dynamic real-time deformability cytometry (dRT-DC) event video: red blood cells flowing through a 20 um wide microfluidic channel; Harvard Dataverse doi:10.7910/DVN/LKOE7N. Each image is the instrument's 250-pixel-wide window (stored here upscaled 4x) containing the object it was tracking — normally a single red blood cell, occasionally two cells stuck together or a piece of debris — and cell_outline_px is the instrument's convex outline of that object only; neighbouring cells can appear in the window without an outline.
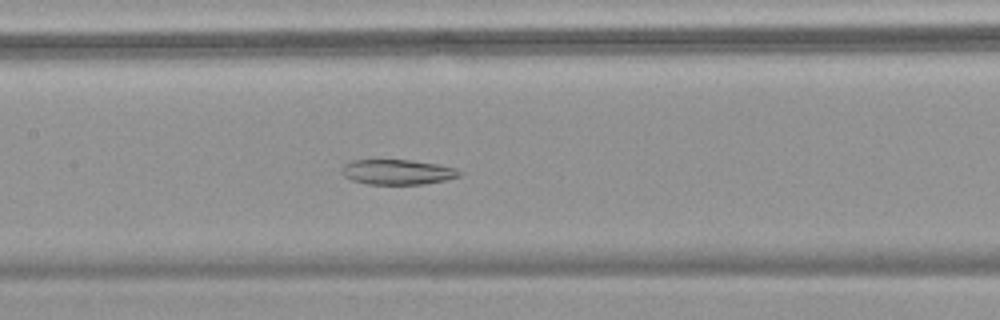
{"species": "common noctule bat (a hibernating species)", "species_latin": "Nyctalus noctula", "temperature_condition": "warm", "stored_images_in_passage": 32, "camera_frame_rate_fps": 3000, "um_per_image_px": 0.085, "animal": {"sex": "female", "body_mass_g": 18.4}, "frame": {"image": 1, "passage_image": 15, "time_ms": 4.667, "image_size_px": [1000, 320], "cell_outline_px": [[464, 172], [460, 176], [444, 180], [424, 184], [368, 184], [352, 180], [344, 176], [340, 172], [340, 168], [344, 164], [352, 160], [412, 160], [436, 164], [456, 168]], "centroid_in_image_um": [33.77, 14.62], "position_along_channel_um": 173.6, "area_um2": 17.28}}
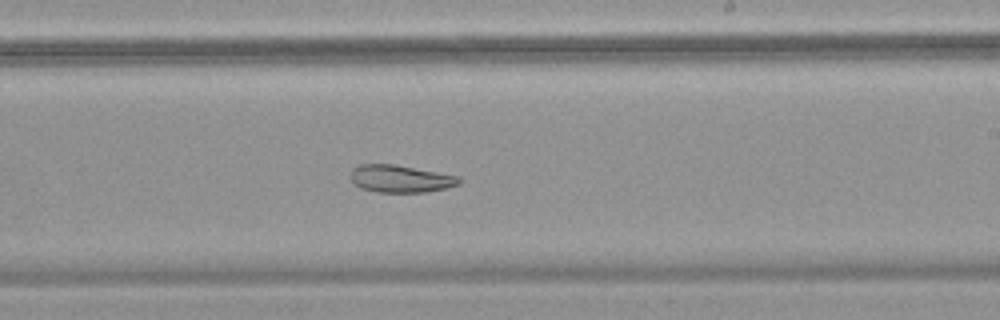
{"frame": {"image": 2, "passage_image": 21, "time_ms": 6.667, "image_size_px": [1000, 320], "cell_outline_px": [[464, 180], [460, 184], [448, 188], [424, 192], [376, 192], [360, 188], [348, 176], [352, 168], [360, 164], [392, 164], [460, 176]], "centroid_in_image_um": [34.05, 15.19], "position_along_channel_um": 254.9, "area_um2": 17.51}}
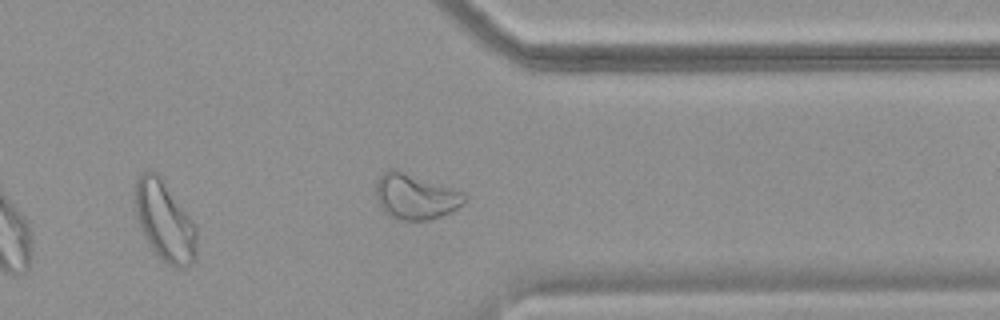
{"frame": {"image": 3, "passage_image": 30, "time_ms": 9.667, "image_size_px": [1000, 320], "cell_outline_px": [[196, 252], [192, 264], [188, 268], [176, 268], [168, 264], [152, 248], [144, 236], [140, 228], [136, 216], [132, 200], [132, 184], [144, 172], [156, 172], [164, 180], [196, 224]], "centroid_in_image_um": [13.96, 18.75], "position_along_channel_um": 397.4, "area_um2": 29.25}}